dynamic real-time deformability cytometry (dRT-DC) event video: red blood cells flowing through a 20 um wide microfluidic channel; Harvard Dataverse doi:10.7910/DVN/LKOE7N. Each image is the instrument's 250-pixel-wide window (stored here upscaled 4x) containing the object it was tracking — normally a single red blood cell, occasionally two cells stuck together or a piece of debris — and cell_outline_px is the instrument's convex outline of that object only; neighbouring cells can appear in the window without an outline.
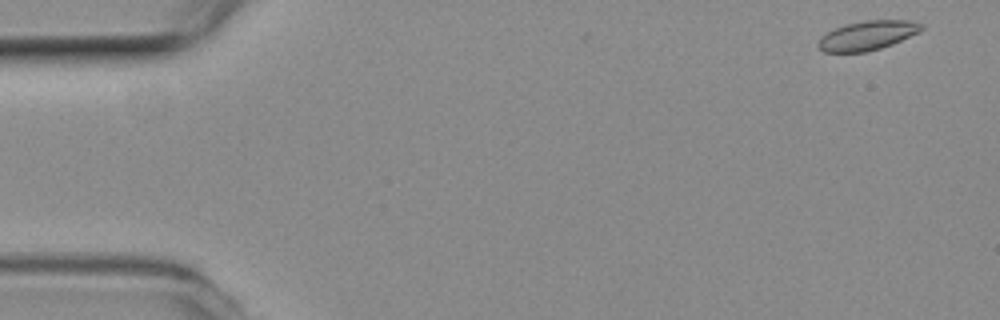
{"species": "common noctule bat (a hibernating species)", "species_latin": "Nyctalus noctula", "temperature_condition": "room temperature", "stored_images_in_passage": 4, "camera_frame_rate_fps": 3000, "um_per_image_px": 0.085, "animal": {"sex": "female", "body_mass_g": 19.3, "forearm_length_mm": 54.1}, "frame": {"image": 1, "passage_image": 1, "time_ms": 0.0, "image_size_px": [1000, 320], "cell_outline_px": [[924, 28], [920, 32], [892, 44], [880, 48], [864, 52], [824, 52], [816, 44], [820, 36], [844, 24], [864, 20], [912, 20], [924, 24]], "centroid_in_image_um": [73.75, 3.0], "position_along_channel_um": 11.2, "area_um2": 17.74}}